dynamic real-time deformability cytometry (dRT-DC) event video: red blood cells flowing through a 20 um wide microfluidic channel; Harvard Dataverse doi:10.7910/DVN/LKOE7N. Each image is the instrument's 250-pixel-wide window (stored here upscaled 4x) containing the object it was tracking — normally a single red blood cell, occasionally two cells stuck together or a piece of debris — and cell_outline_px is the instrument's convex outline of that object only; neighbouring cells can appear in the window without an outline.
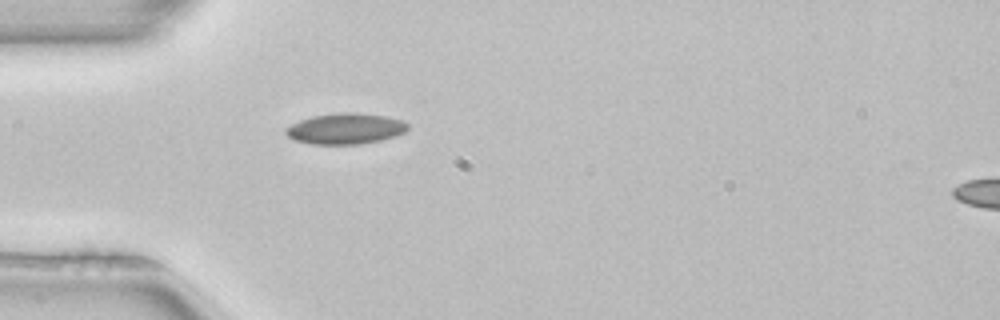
{"species": "common noctule bat (a hibernating species)", "species_latin": "Nyctalus noctula", "temperature_condition": "room temperature", "stored_images_in_passage": 4, "camera_frame_rate_fps": 3000, "um_per_image_px": 0.085, "animal": {"sex": "female", "body_mass_g": 22.7, "forearm_length_mm": 54.2}, "frame": {"image": 1, "passage_image": 4, "time_ms": 1.0, "image_size_px": [1000, 320], "cell_outline_px": [[408, 128], [404, 132], [396, 136], [380, 140], [360, 144], [312, 144], [292, 140], [284, 132], [284, 128], [300, 120], [312, 116], [340, 112], [356, 112], [388, 116], [404, 120], [408, 124]], "centroid_in_image_um": [29.36, 10.93], "position_along_channel_um": 55.6, "area_um2": 22.2}}